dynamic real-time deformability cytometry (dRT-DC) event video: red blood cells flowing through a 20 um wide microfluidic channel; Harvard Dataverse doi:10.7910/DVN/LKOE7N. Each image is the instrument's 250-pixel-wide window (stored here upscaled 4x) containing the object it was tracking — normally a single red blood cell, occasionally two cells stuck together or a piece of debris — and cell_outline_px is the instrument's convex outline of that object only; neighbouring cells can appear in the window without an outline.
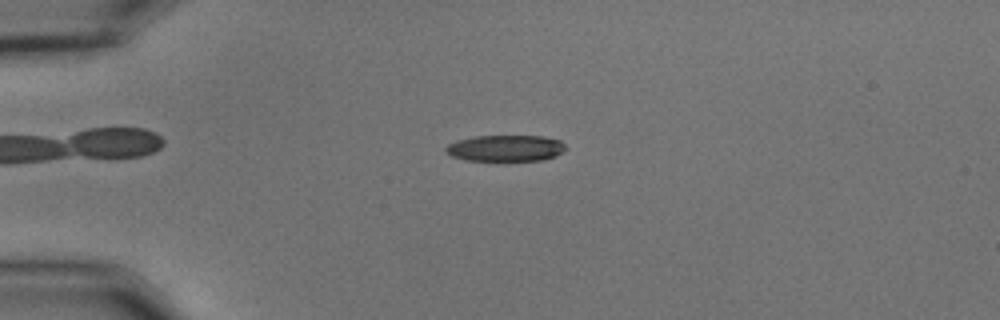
{"species": "common noctule bat (a hibernating species)", "species_latin": "Nyctalus noctula", "temperature_condition": "cold", "stored_images_in_passage": 47, "camera_frame_rate_fps": 3000, "um_per_image_px": 0.085, "animal": {"sex": "male", "body_mass_g": 15.6}, "frame": {"image": 1, "passage_image": 6, "time_ms": 1.667, "image_size_px": [1000, 320], "cell_outline_px": [[568, 148], [556, 156], [540, 160], [468, 160], [452, 156], [444, 152], [444, 148], [448, 144], [456, 140], [476, 136], [544, 136], [560, 140]], "centroid_in_image_um": [42.97, 12.58], "position_along_channel_um": 42.0, "area_um2": 18.38}}
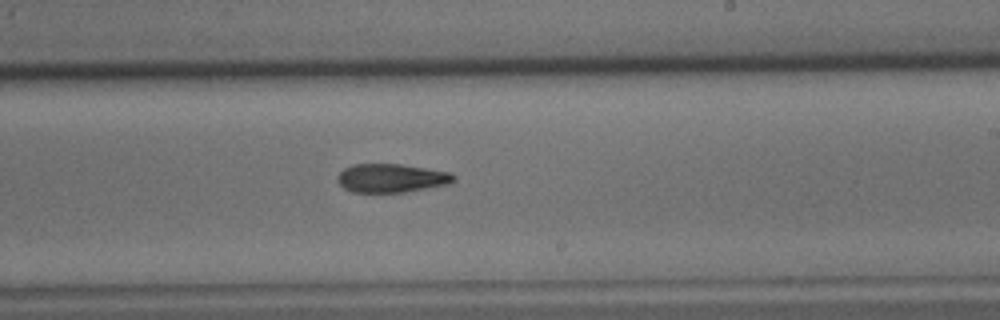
{"frame": {"image": 2, "passage_image": 26, "time_ms": 8.333, "image_size_px": [1000, 320], "cell_outline_px": [[456, 180], [448, 184], [404, 192], [352, 192], [344, 188], [336, 180], [336, 176], [344, 168], [352, 164], [400, 164], [452, 172], [456, 176]], "centroid_in_image_um": [33.26, 15.13], "position_along_channel_um": 255.7, "area_um2": 19.48}}
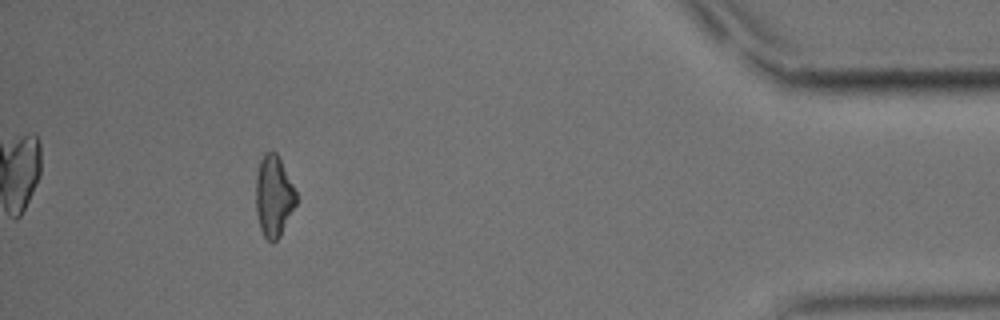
{"frame": {"image": 3, "passage_image": 43, "time_ms": 14.0, "image_size_px": [1000, 320], "cell_outline_px": [[296, 204], [280, 236], [272, 244], [264, 236], [260, 228], [256, 212], [256, 176], [260, 160], [264, 152], [276, 152], [280, 156], [296, 192]], "centroid_in_image_um": [23.26, 16.66], "position_along_channel_um": 411.9, "area_um2": 19.13}, "authors_computed_cell_mechanics": {"area_um2": 19.8254, "velocity_mm_per_s": 3.6617, "shape_relaxation_time_tau1_ms": 6.0918, "shape_relaxation_time_tau2_ms": 7.0652, "deformation_change_tau1": 0.1719, "deformation_change_tau2": 0.173}}